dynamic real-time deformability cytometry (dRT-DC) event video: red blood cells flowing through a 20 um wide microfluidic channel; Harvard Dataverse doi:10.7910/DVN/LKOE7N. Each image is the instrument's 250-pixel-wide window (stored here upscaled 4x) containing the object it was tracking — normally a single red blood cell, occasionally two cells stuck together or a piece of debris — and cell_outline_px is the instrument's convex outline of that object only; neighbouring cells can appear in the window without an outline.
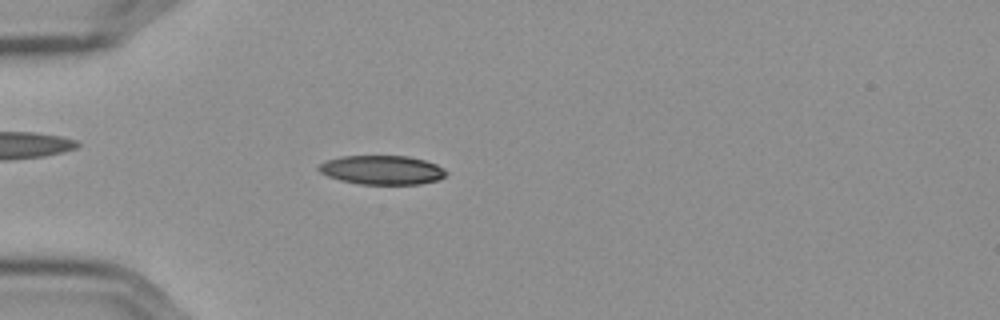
{"species": "Egyptian fruit bat (a non-hibernating species)", "species_latin": "Rousettus aegyptiacus", "temperature_condition": "cold", "stored_images_in_passage": 56, "camera_frame_rate_fps": 3000, "um_per_image_px": 0.085, "frame": {"image": 1, "passage_image": 16, "time_ms": 5.0, "image_size_px": [1000, 320], "cell_outline_px": [[448, 172], [440, 180], [420, 184], [360, 184], [340, 180], [328, 176], [320, 172], [316, 168], [324, 160], [340, 156], [408, 156], [424, 160], [436, 164], [444, 168]], "centroid_in_image_um": [32.47, 14.44], "position_along_channel_um": 52.5, "area_um2": 21.73}}
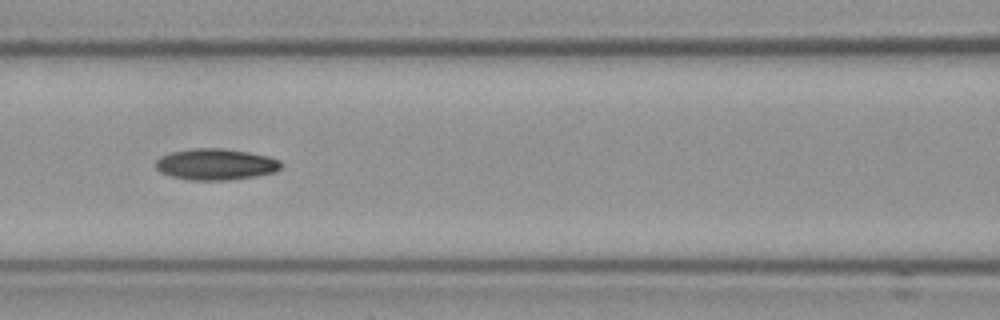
{"frame": {"image": 2, "passage_image": 25, "time_ms": 8.0, "image_size_px": [1000, 320], "cell_outline_px": [[280, 168], [276, 172], [256, 176], [224, 180], [192, 180], [172, 176], [160, 172], [156, 168], [156, 160], [160, 156], [172, 152], [192, 148], [220, 148], [248, 152], [268, 156], [280, 160]], "centroid_in_image_um": [18.33, 13.96], "position_along_channel_um": 148.3, "area_um2": 22.72}}
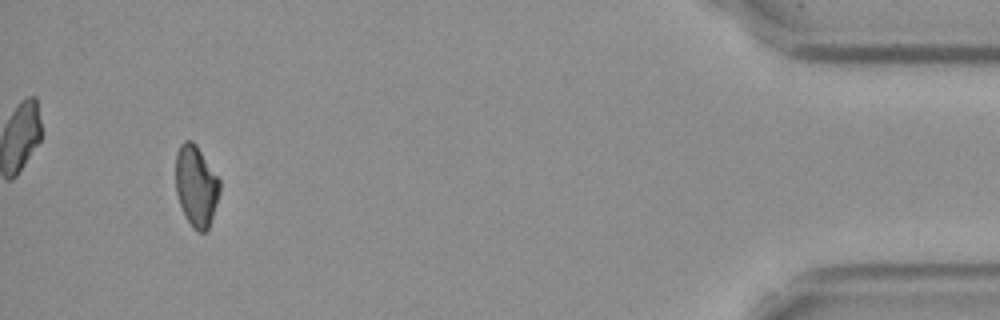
{"frame": {"image": 3, "passage_image": 53, "time_ms": 17.333, "image_size_px": [1000, 320], "cell_outline_px": [[220, 192], [208, 228], [204, 232], [196, 232], [192, 228], [184, 216], [176, 192], [176, 152], [180, 144], [184, 140], [192, 140], [196, 144], [220, 180]], "centroid_in_image_um": [16.66, 15.8], "position_along_channel_um": 418.5, "area_um2": 20.87}}